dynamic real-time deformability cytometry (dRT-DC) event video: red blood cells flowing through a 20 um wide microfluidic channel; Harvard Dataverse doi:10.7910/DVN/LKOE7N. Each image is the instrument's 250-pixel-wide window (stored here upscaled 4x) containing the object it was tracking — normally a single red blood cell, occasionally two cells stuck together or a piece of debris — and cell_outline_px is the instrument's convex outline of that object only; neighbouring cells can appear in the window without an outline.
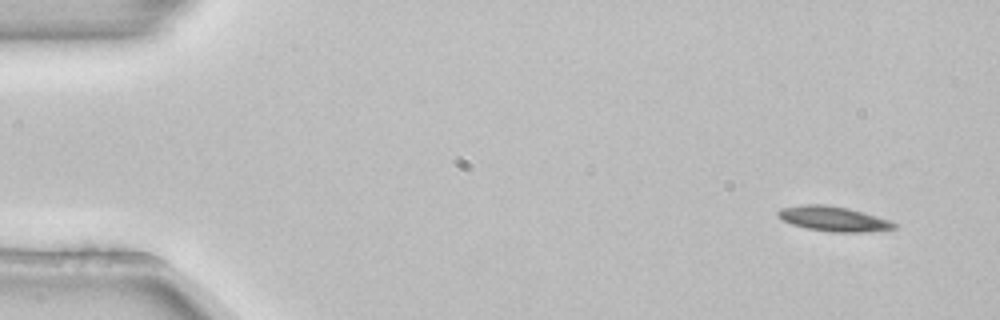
{"species": "common noctule bat (a hibernating species)", "species_latin": "Nyctalus noctula", "temperature_condition": "room temperature", "stored_images_in_passage": 5, "camera_frame_rate_fps": 3000, "um_per_image_px": 0.085, "animal": {"sex": "female", "body_mass_g": 22.7, "forearm_length_mm": 54.2}, "frame": {"image": 1, "passage_image": 1, "time_ms": 0.0, "image_size_px": [1000, 320], "cell_outline_px": [[896, 228], [868, 232], [832, 232], [808, 228], [792, 224], [776, 216], [776, 212], [780, 208], [800, 204], [824, 204], [848, 208], [864, 212], [892, 220], [896, 224]], "centroid_in_image_um": [70.85, 18.59], "position_along_channel_um": 14.2, "area_um2": 16.99}}
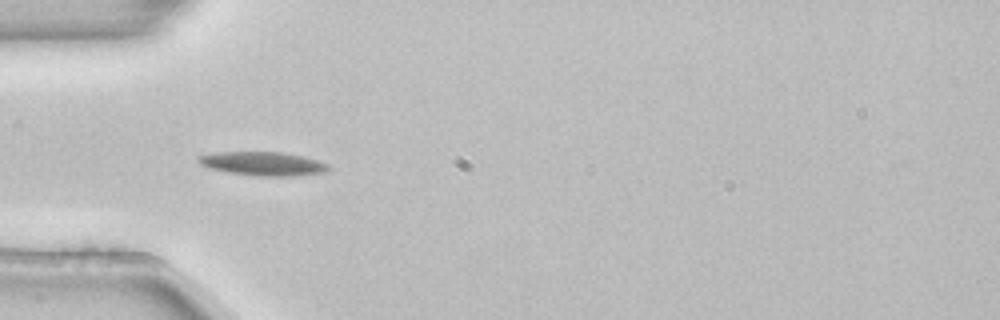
{"frame": {"image": 2, "passage_image": 4, "time_ms": 1.0, "image_size_px": [1000, 320], "cell_outline_px": [[332, 168], [324, 172], [292, 176], [260, 176], [228, 172], [208, 168], [200, 164], [196, 160], [196, 156], [212, 152], [280, 152], [304, 156], [328, 164]], "centroid_in_image_um": [22.3, 13.9], "position_along_channel_um": 62.7, "area_um2": 18.09}}